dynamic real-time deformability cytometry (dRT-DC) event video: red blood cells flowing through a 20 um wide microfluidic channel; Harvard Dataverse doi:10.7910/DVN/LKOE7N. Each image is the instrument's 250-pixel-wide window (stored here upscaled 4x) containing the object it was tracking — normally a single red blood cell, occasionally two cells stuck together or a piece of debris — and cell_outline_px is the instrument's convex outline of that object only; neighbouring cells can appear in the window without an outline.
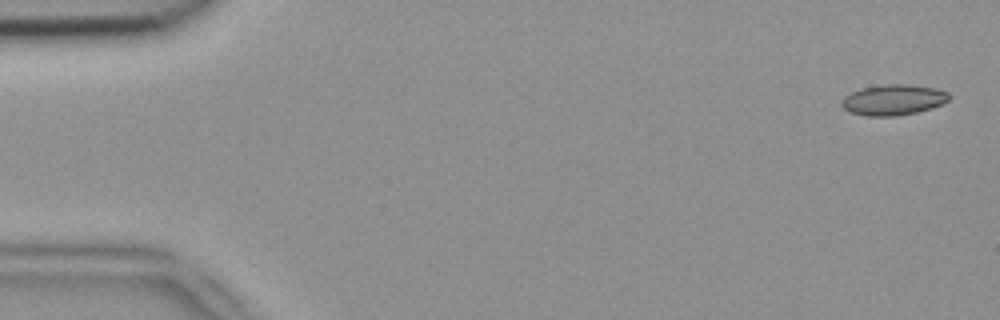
{"species": "common noctule bat (a hibernating species)", "species_latin": "Nyctalus noctula", "temperature_condition": "room temperature", "stored_images_in_passage": 5, "camera_frame_rate_fps": 3000, "um_per_image_px": 0.085, "animal": {"sex": "female", "body_mass_g": 18.4}, "frame": {"image": 1, "passage_image": 1, "time_ms": 0.0, "image_size_px": [1000, 320], "cell_outline_px": [[952, 96], [944, 104], [932, 108], [916, 112], [896, 116], [868, 116], [848, 112], [840, 104], [844, 96], [860, 88], [884, 84], [908, 84], [936, 88], [948, 92]], "centroid_in_image_um": [75.95, 8.48], "position_along_channel_um": 9.1, "area_um2": 19.42}}
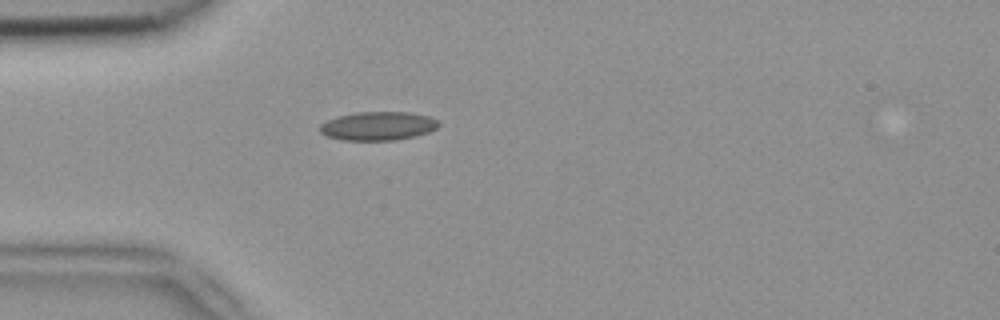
{"frame": {"image": 2, "passage_image": 5, "time_ms": 1.333, "image_size_px": [1000, 320], "cell_outline_px": [[440, 124], [436, 128], [428, 132], [416, 136], [392, 140], [340, 140], [328, 136], [320, 132], [320, 124], [328, 120], [340, 116], [356, 112], [408, 112], [428, 116], [436, 120]], "centroid_in_image_um": [32.13, 10.71], "position_along_channel_um": 52.9, "area_um2": 19.65}}